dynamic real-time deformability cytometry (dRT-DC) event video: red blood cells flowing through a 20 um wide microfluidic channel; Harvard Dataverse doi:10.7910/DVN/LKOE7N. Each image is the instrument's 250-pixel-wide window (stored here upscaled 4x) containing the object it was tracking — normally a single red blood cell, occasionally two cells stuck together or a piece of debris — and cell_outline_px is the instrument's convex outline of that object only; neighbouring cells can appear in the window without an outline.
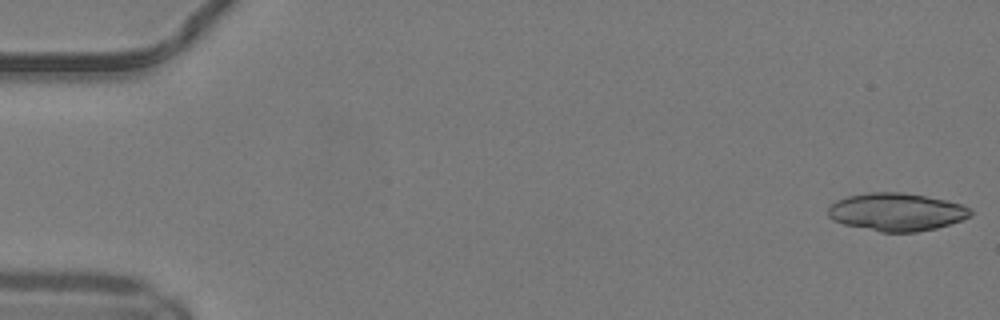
{"species": "common noctule bat (a hibernating species)", "species_latin": "Nyctalus noctula", "temperature_condition": "warm", "stored_images_in_passage": 9, "camera_frame_rate_fps": 3000, "um_per_image_px": 0.085, "animal": {"sex": "male", "body_mass_g": 19.2, "forearm_length_mm": 51.8}, "frame": {"image": 1, "passage_image": 1, "time_ms": 0.0, "image_size_px": [1000, 320], "cell_outline_px": [[972, 216], [936, 228], [916, 232], [880, 232], [844, 224], [832, 220], [828, 216], [828, 208], [836, 200], [848, 196], [868, 192], [900, 192], [948, 200], [972, 208]], "centroid_in_image_um": [76.2, 18.01], "position_along_channel_um": 8.8, "area_um2": 31.44}}